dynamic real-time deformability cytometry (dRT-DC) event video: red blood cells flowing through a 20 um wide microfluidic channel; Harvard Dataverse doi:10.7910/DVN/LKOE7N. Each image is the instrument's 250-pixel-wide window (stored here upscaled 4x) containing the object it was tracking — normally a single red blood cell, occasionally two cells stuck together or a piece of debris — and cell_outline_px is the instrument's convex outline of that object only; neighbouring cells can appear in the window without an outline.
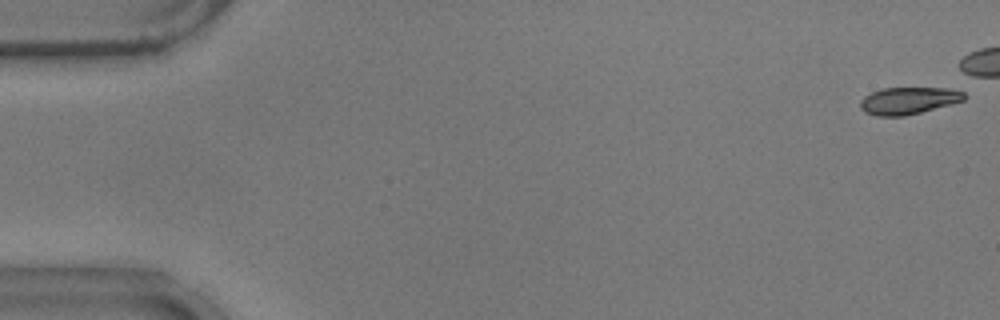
{"species": "common noctule bat (a hibernating species)", "species_latin": "Nyctalus noctula", "temperature_condition": "warm", "stored_images_in_passage": 3, "camera_frame_rate_fps": 3000, "um_per_image_px": 0.085, "animal": {"sex": "male", "body_mass_g": 17.9}, "frame": {"image": 1, "passage_image": 1, "time_ms": 0.0, "image_size_px": [1000, 320], "cell_outline_px": [[964, 100], [952, 104], [904, 116], [876, 116], [864, 112], [860, 108], [860, 100], [864, 96], [872, 92], [884, 88], [948, 88], [964, 92]], "centroid_in_image_um": [77.19, 8.56], "position_along_channel_um": 7.8, "area_um2": 16.36}}